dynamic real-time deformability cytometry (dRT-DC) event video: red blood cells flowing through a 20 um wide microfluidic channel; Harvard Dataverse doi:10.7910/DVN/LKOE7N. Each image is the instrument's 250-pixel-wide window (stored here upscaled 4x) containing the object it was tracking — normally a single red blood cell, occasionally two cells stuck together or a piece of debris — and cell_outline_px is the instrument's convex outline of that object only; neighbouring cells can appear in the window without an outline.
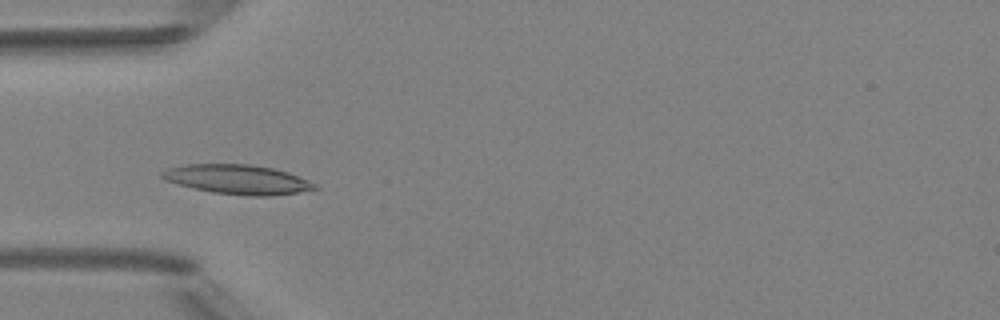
{"species": "Egyptian fruit bat (a non-hibernating species)", "species_latin": "Rousettus aegyptiacus", "temperature_condition": "room temperature", "stored_images_in_passage": 3, "camera_frame_rate_fps": 3000, "um_per_image_px": 0.085, "animal": {"sex": "female"}, "frame": {"image": 1, "passage_image": 3, "time_ms": 2.0, "image_size_px": [1000, 320], "cell_outline_px": [[320, 188], [300, 192], [268, 196], [248, 196], [212, 192], [164, 180], [160, 176], [160, 172], [168, 168], [184, 164], [252, 164], [272, 168], [288, 172], [308, 180], [316, 184]], "centroid_in_image_um": [20.21, 15.25], "position_along_channel_um": 64.8, "area_um2": 26.18}}